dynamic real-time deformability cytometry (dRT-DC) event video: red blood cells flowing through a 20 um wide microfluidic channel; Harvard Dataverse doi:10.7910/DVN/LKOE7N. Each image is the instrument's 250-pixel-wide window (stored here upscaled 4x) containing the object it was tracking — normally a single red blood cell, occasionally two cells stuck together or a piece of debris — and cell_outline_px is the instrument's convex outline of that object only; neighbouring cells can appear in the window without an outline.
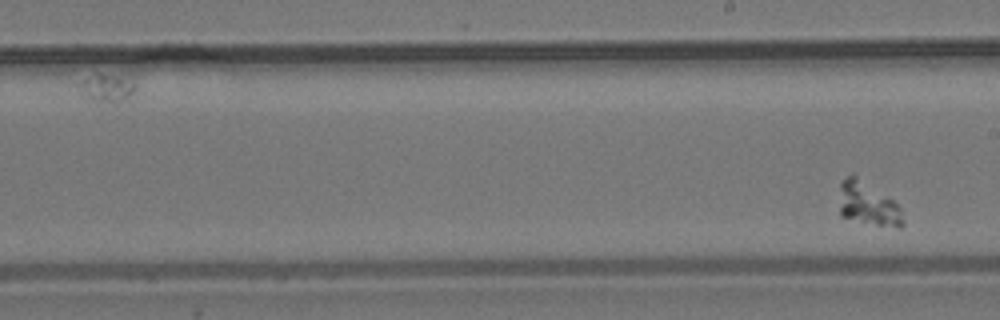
{"species": "common noctule bat (a hibernating species)", "species_latin": "Nyctalus noctula", "temperature_condition": "room temperature", "stored_images_in_passage": 9, "segment_of_instrument_passage": [2, 2], "camera_frame_rate_fps": 3000, "um_per_image_px": 0.085, "animal": {"sex": "male", "body_mass_g": 19.2, "forearm_length_mm": 51.8}, "frame": {"image": 1, "passage_image": 9, "time_ms": 10.667, "image_size_px": [1000, 320], "cell_outline_px": [[904, 224], [900, 228], [876, 224], [840, 216], [840, 184], [852, 172], [892, 200], [900, 208]], "centroid_in_image_um": [73.76, 17.31], "position_along_channel_um": 215.2, "area_um2": 15.72}}